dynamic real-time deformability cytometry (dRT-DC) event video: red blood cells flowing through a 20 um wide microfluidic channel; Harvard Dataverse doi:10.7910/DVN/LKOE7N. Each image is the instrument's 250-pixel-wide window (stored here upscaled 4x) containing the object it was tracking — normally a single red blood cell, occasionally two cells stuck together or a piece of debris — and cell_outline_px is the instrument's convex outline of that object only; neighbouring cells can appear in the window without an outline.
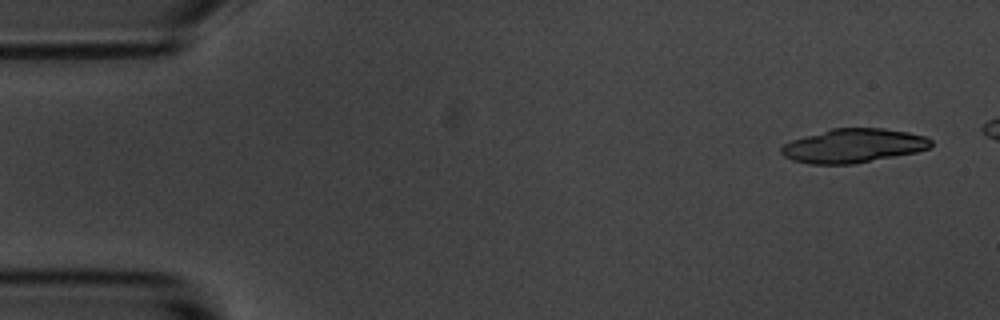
{"species": "common noctule bat (a hibernating species)", "species_latin": "Nyctalus noctula", "temperature_condition": "room temperature", "stored_images_in_passage": 7, "camera_frame_rate_fps": 3000, "um_per_image_px": 0.085, "animal": {"sex": "male", "body_mass_g": 20.1, "forearm_length_mm": 53.5}, "frame": {"image": 1, "passage_image": 1, "time_ms": 0.0, "image_size_px": [1000, 320], "cell_outline_px": [[932, 144], [928, 148], [916, 152], [852, 164], [808, 164], [792, 160], [784, 156], [780, 152], [780, 148], [784, 144], [792, 140], [804, 136], [832, 128], [884, 128], [908, 132], [928, 136], [932, 140]], "centroid_in_image_um": [72.53, 12.38], "position_along_channel_um": 12.5, "area_um2": 29.65}}
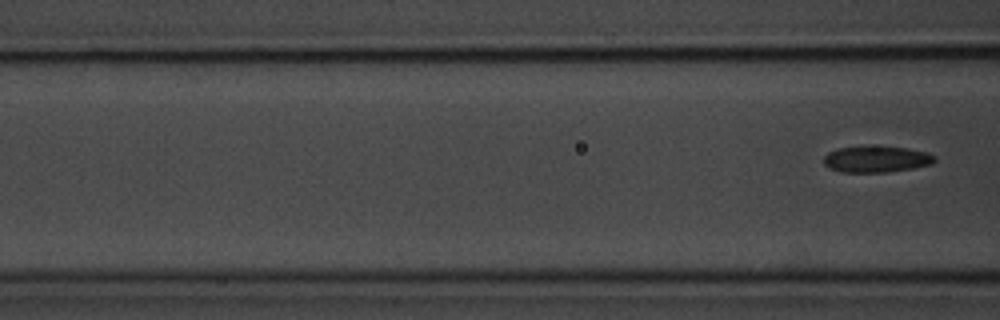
{"frame": {"image": 2, "passage_image": 7, "time_ms": 7.667, "image_size_px": [1000, 320], "cell_outline_px": [[936, 160], [932, 164], [912, 168], [888, 172], [840, 172], [828, 168], [824, 164], [824, 156], [828, 152], [836, 148], [904, 148], [928, 152], [936, 156]], "centroid_in_image_um": [74.49, 13.56], "position_along_channel_um": 92.1, "area_um2": 16.59}}